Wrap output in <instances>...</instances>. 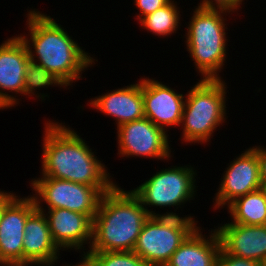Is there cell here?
I'll return each mask as SVG.
<instances>
[{
  "instance_id": "5",
  "label": "cell",
  "mask_w": 266,
  "mask_h": 266,
  "mask_svg": "<svg viewBox=\"0 0 266 266\" xmlns=\"http://www.w3.org/2000/svg\"><path fill=\"white\" fill-rule=\"evenodd\" d=\"M187 91L180 126L183 142H209L226 121L227 85L224 80L200 79ZM182 125V126H181Z\"/></svg>"
},
{
  "instance_id": "29",
  "label": "cell",
  "mask_w": 266,
  "mask_h": 266,
  "mask_svg": "<svg viewBox=\"0 0 266 266\" xmlns=\"http://www.w3.org/2000/svg\"><path fill=\"white\" fill-rule=\"evenodd\" d=\"M260 189L263 191V195L266 201V185H262Z\"/></svg>"
},
{
  "instance_id": "16",
  "label": "cell",
  "mask_w": 266,
  "mask_h": 266,
  "mask_svg": "<svg viewBox=\"0 0 266 266\" xmlns=\"http://www.w3.org/2000/svg\"><path fill=\"white\" fill-rule=\"evenodd\" d=\"M216 228L221 248L228 254L266 262V228L263 225L224 223Z\"/></svg>"
},
{
  "instance_id": "6",
  "label": "cell",
  "mask_w": 266,
  "mask_h": 266,
  "mask_svg": "<svg viewBox=\"0 0 266 266\" xmlns=\"http://www.w3.org/2000/svg\"><path fill=\"white\" fill-rule=\"evenodd\" d=\"M193 216H150L133 252L148 266H165L184 240L198 227Z\"/></svg>"
},
{
  "instance_id": "27",
  "label": "cell",
  "mask_w": 266,
  "mask_h": 266,
  "mask_svg": "<svg viewBox=\"0 0 266 266\" xmlns=\"http://www.w3.org/2000/svg\"><path fill=\"white\" fill-rule=\"evenodd\" d=\"M16 197L15 193L10 192H5L2 191L0 193V219L2 216V213L4 211V208Z\"/></svg>"
},
{
  "instance_id": "28",
  "label": "cell",
  "mask_w": 266,
  "mask_h": 266,
  "mask_svg": "<svg viewBox=\"0 0 266 266\" xmlns=\"http://www.w3.org/2000/svg\"><path fill=\"white\" fill-rule=\"evenodd\" d=\"M64 266H71L70 264L68 265H64ZM72 266H87L82 260H80L79 263L75 264V265H72Z\"/></svg>"
},
{
  "instance_id": "19",
  "label": "cell",
  "mask_w": 266,
  "mask_h": 266,
  "mask_svg": "<svg viewBox=\"0 0 266 266\" xmlns=\"http://www.w3.org/2000/svg\"><path fill=\"white\" fill-rule=\"evenodd\" d=\"M231 222L245 225H263L266 220V201L261 189L247 193L230 203Z\"/></svg>"
},
{
  "instance_id": "13",
  "label": "cell",
  "mask_w": 266,
  "mask_h": 266,
  "mask_svg": "<svg viewBox=\"0 0 266 266\" xmlns=\"http://www.w3.org/2000/svg\"><path fill=\"white\" fill-rule=\"evenodd\" d=\"M145 118L166 132L181 123L186 95L153 78H142Z\"/></svg>"
},
{
  "instance_id": "18",
  "label": "cell",
  "mask_w": 266,
  "mask_h": 266,
  "mask_svg": "<svg viewBox=\"0 0 266 266\" xmlns=\"http://www.w3.org/2000/svg\"><path fill=\"white\" fill-rule=\"evenodd\" d=\"M200 228L198 226L184 240L165 266H215L221 250L219 236L216 229H211L206 238Z\"/></svg>"
},
{
  "instance_id": "21",
  "label": "cell",
  "mask_w": 266,
  "mask_h": 266,
  "mask_svg": "<svg viewBox=\"0 0 266 266\" xmlns=\"http://www.w3.org/2000/svg\"><path fill=\"white\" fill-rule=\"evenodd\" d=\"M59 86L60 88H66L65 84L57 78L53 73L45 69L44 67L29 61L25 71V84L23 96H36L37 99L46 100L45 93H38L36 90H41V88H48L49 86ZM40 88V89H39ZM37 92V94H36Z\"/></svg>"
},
{
  "instance_id": "7",
  "label": "cell",
  "mask_w": 266,
  "mask_h": 266,
  "mask_svg": "<svg viewBox=\"0 0 266 266\" xmlns=\"http://www.w3.org/2000/svg\"><path fill=\"white\" fill-rule=\"evenodd\" d=\"M194 167L171 166L154 173L152 177L131 191L139 198L150 216H177L173 211L164 214L155 213L149 207L182 208L196 196V170Z\"/></svg>"
},
{
  "instance_id": "20",
  "label": "cell",
  "mask_w": 266,
  "mask_h": 266,
  "mask_svg": "<svg viewBox=\"0 0 266 266\" xmlns=\"http://www.w3.org/2000/svg\"><path fill=\"white\" fill-rule=\"evenodd\" d=\"M175 3L174 0H171L162 8L144 16L138 23H141L140 26L153 35L160 36L159 38L168 37V35L171 36V34L176 33L181 26L180 10L178 9L177 1Z\"/></svg>"
},
{
  "instance_id": "10",
  "label": "cell",
  "mask_w": 266,
  "mask_h": 266,
  "mask_svg": "<svg viewBox=\"0 0 266 266\" xmlns=\"http://www.w3.org/2000/svg\"><path fill=\"white\" fill-rule=\"evenodd\" d=\"M37 209L34 198L16 196L0 219V264L23 266L24 227L27 218Z\"/></svg>"
},
{
  "instance_id": "17",
  "label": "cell",
  "mask_w": 266,
  "mask_h": 266,
  "mask_svg": "<svg viewBox=\"0 0 266 266\" xmlns=\"http://www.w3.org/2000/svg\"><path fill=\"white\" fill-rule=\"evenodd\" d=\"M88 106L114 118L117 127L123 123L145 118L142 77L137 83L91 98Z\"/></svg>"
},
{
  "instance_id": "24",
  "label": "cell",
  "mask_w": 266,
  "mask_h": 266,
  "mask_svg": "<svg viewBox=\"0 0 266 266\" xmlns=\"http://www.w3.org/2000/svg\"><path fill=\"white\" fill-rule=\"evenodd\" d=\"M134 4L140 10L136 15L137 21L144 16L153 13L155 10L167 5L171 0H134Z\"/></svg>"
},
{
  "instance_id": "26",
  "label": "cell",
  "mask_w": 266,
  "mask_h": 266,
  "mask_svg": "<svg viewBox=\"0 0 266 266\" xmlns=\"http://www.w3.org/2000/svg\"><path fill=\"white\" fill-rule=\"evenodd\" d=\"M266 147V146H265ZM264 146L251 147L256 153L259 161L261 184L266 185V148Z\"/></svg>"
},
{
  "instance_id": "1",
  "label": "cell",
  "mask_w": 266,
  "mask_h": 266,
  "mask_svg": "<svg viewBox=\"0 0 266 266\" xmlns=\"http://www.w3.org/2000/svg\"><path fill=\"white\" fill-rule=\"evenodd\" d=\"M44 126L42 176L96 187L102 194L115 185L105 164L74 129L51 120Z\"/></svg>"
},
{
  "instance_id": "22",
  "label": "cell",
  "mask_w": 266,
  "mask_h": 266,
  "mask_svg": "<svg viewBox=\"0 0 266 266\" xmlns=\"http://www.w3.org/2000/svg\"><path fill=\"white\" fill-rule=\"evenodd\" d=\"M82 252L81 259L87 266H148L133 251Z\"/></svg>"
},
{
  "instance_id": "25",
  "label": "cell",
  "mask_w": 266,
  "mask_h": 266,
  "mask_svg": "<svg viewBox=\"0 0 266 266\" xmlns=\"http://www.w3.org/2000/svg\"><path fill=\"white\" fill-rule=\"evenodd\" d=\"M244 0H200L198 5L203 6L205 8H216V9H226L231 11V14L234 12H238V10L242 7V2Z\"/></svg>"
},
{
  "instance_id": "3",
  "label": "cell",
  "mask_w": 266,
  "mask_h": 266,
  "mask_svg": "<svg viewBox=\"0 0 266 266\" xmlns=\"http://www.w3.org/2000/svg\"><path fill=\"white\" fill-rule=\"evenodd\" d=\"M150 217L139 198L117 183L102 195L93 218L88 251H133L145 221Z\"/></svg>"
},
{
  "instance_id": "8",
  "label": "cell",
  "mask_w": 266,
  "mask_h": 266,
  "mask_svg": "<svg viewBox=\"0 0 266 266\" xmlns=\"http://www.w3.org/2000/svg\"><path fill=\"white\" fill-rule=\"evenodd\" d=\"M36 206L46 203L47 209H68L88 215L92 220L97 213L102 193L96 188L64 179L41 176L31 180Z\"/></svg>"
},
{
  "instance_id": "23",
  "label": "cell",
  "mask_w": 266,
  "mask_h": 266,
  "mask_svg": "<svg viewBox=\"0 0 266 266\" xmlns=\"http://www.w3.org/2000/svg\"><path fill=\"white\" fill-rule=\"evenodd\" d=\"M215 266H262V264L253 259L228 254L221 248Z\"/></svg>"
},
{
  "instance_id": "12",
  "label": "cell",
  "mask_w": 266,
  "mask_h": 266,
  "mask_svg": "<svg viewBox=\"0 0 266 266\" xmlns=\"http://www.w3.org/2000/svg\"><path fill=\"white\" fill-rule=\"evenodd\" d=\"M29 61L27 46L19 35L7 38L0 44V110L19 105L20 99L15 94L23 96ZM6 91L12 92V95Z\"/></svg>"
},
{
  "instance_id": "4",
  "label": "cell",
  "mask_w": 266,
  "mask_h": 266,
  "mask_svg": "<svg viewBox=\"0 0 266 266\" xmlns=\"http://www.w3.org/2000/svg\"><path fill=\"white\" fill-rule=\"evenodd\" d=\"M190 17L185 43L190 57L194 61L196 72L201 79L219 80V73L226 63L228 39L226 16L231 11L226 9L195 6ZM226 22V24H225ZM226 26V27H225Z\"/></svg>"
},
{
  "instance_id": "9",
  "label": "cell",
  "mask_w": 266,
  "mask_h": 266,
  "mask_svg": "<svg viewBox=\"0 0 266 266\" xmlns=\"http://www.w3.org/2000/svg\"><path fill=\"white\" fill-rule=\"evenodd\" d=\"M116 130L120 157L138 156L167 162L171 158L169 135L148 118L123 123Z\"/></svg>"
},
{
  "instance_id": "11",
  "label": "cell",
  "mask_w": 266,
  "mask_h": 266,
  "mask_svg": "<svg viewBox=\"0 0 266 266\" xmlns=\"http://www.w3.org/2000/svg\"><path fill=\"white\" fill-rule=\"evenodd\" d=\"M229 164L213 198L215 209H222L237 198L259 190L262 186L257 153L251 147L236 156Z\"/></svg>"
},
{
  "instance_id": "2",
  "label": "cell",
  "mask_w": 266,
  "mask_h": 266,
  "mask_svg": "<svg viewBox=\"0 0 266 266\" xmlns=\"http://www.w3.org/2000/svg\"><path fill=\"white\" fill-rule=\"evenodd\" d=\"M27 12L30 38L19 36L27 46L30 61L53 73L66 87H72L74 81L82 78L84 70L95 64V59L50 15L35 9Z\"/></svg>"
},
{
  "instance_id": "15",
  "label": "cell",
  "mask_w": 266,
  "mask_h": 266,
  "mask_svg": "<svg viewBox=\"0 0 266 266\" xmlns=\"http://www.w3.org/2000/svg\"><path fill=\"white\" fill-rule=\"evenodd\" d=\"M60 249L53 241L44 212L36 209L26 220L23 239V266H54Z\"/></svg>"
},
{
  "instance_id": "14",
  "label": "cell",
  "mask_w": 266,
  "mask_h": 266,
  "mask_svg": "<svg viewBox=\"0 0 266 266\" xmlns=\"http://www.w3.org/2000/svg\"><path fill=\"white\" fill-rule=\"evenodd\" d=\"M36 207L46 215L53 241L60 250L81 251L90 248L93 220L88 215L62 208L46 211L43 206ZM86 244L87 249L84 246Z\"/></svg>"
}]
</instances>
